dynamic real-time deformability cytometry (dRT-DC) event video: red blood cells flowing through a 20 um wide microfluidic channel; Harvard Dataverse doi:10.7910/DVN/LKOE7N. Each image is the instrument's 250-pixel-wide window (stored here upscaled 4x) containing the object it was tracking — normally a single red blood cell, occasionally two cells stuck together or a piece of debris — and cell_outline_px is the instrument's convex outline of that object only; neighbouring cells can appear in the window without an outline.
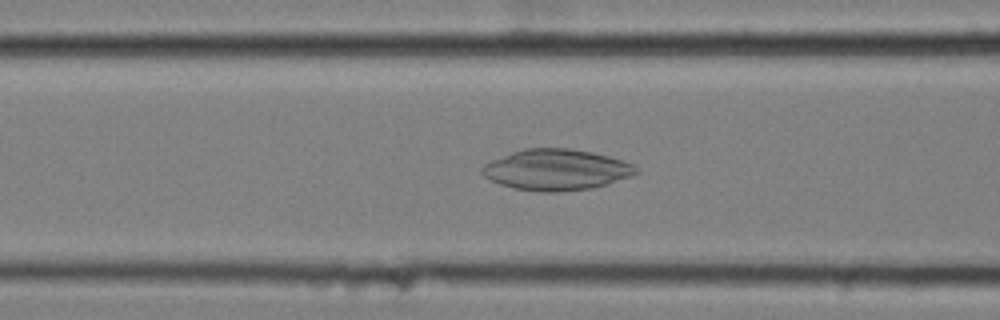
{"species": "common noctule bat (a hibernating species)", "species_latin": "Nyctalus noctula", "temperature_condition": "cold", "stored_images_in_passage": 43, "camera_frame_rate_fps": 3000, "um_per_image_px": 0.085, "animal": {"sex": "female", "body_mass_g": 25.1}, "frame": {"image": 1, "passage_image": 8, "time_ms": 2.333, "image_size_px": [1000, 320], "cell_outline_px": [[640, 172], [632, 176], [592, 188], [556, 192], [540, 192], [512, 188], [500, 184], [484, 176], [480, 172], [480, 168], [484, 164], [492, 160], [512, 152], [524, 148], [568, 148], [592, 152], [608, 156], [632, 164], [640, 168]], "centroid_in_image_um": [47.28, 14.43], "position_along_channel_um": 119.3, "area_um2": 36.76}}
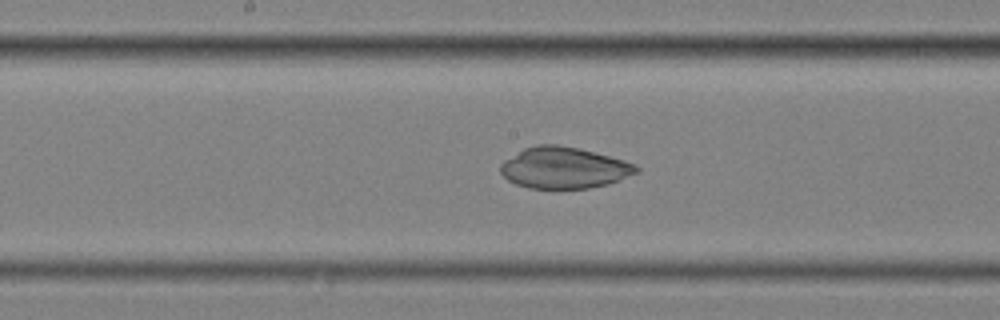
{"frame": {"image": 2, "passage_image": 15, "time_ms": 4.667, "image_size_px": [1000, 320], "cell_outline_px": [[640, 172], [620, 180], [608, 184], [588, 188], [528, 188], [516, 184], [508, 180], [500, 172], [500, 164], [504, 160], [524, 148], [536, 144], [556, 144], [580, 148], [624, 160], [636, 164], [640, 168]], "centroid_in_image_um": [47.96, 14.26], "position_along_channel_um": 200.2, "area_um2": 32.89}}
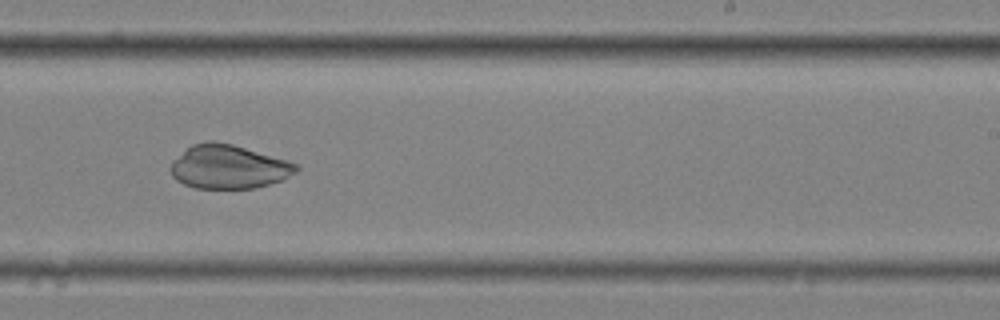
{"frame": {"image": 3, "passage_image": 21, "time_ms": 6.667, "image_size_px": [1000, 320], "cell_outline_px": [[300, 168], [296, 172], [284, 180], [256, 188], [196, 188], [184, 184], [176, 180], [172, 176], [172, 160], [192, 144], [208, 140], [212, 140], [232, 144], [288, 160], [296, 164]], "centroid_in_image_um": [19.45, 14.18], "position_along_channel_um": 269.5, "area_um2": 32.08}}